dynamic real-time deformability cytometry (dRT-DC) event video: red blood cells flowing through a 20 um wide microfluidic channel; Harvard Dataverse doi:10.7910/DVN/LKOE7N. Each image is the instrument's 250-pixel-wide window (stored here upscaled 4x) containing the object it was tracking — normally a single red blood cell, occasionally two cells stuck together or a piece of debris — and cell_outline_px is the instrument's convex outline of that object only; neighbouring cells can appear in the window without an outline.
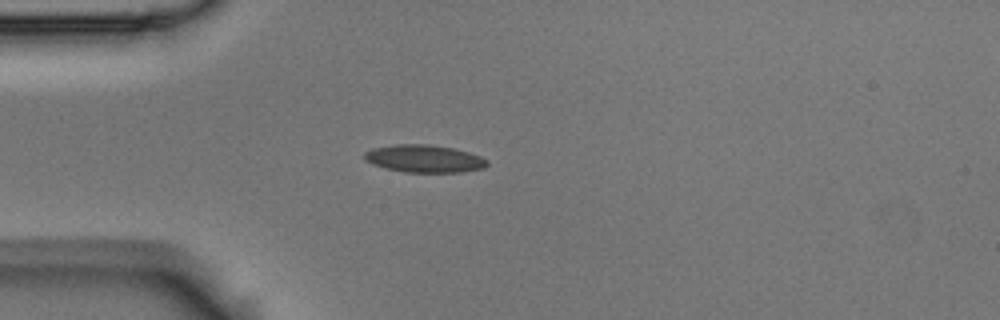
{"species": "Egyptian fruit bat (a non-hibernating species)", "species_latin": "Rousettus aegyptiacus", "temperature_condition": "room temperature", "stored_images_in_passage": 1, "camera_frame_rate_fps": 3000, "um_per_image_px": 0.085, "animal": {"sex": "male"}, "frame": {"image": 1, "passage_image": 1, "time_ms": 0.0, "image_size_px": [1000, 320], "cell_outline_px": [[488, 164], [484, 168], [460, 172], [404, 172], [384, 168], [372, 164], [364, 160], [364, 152], [372, 148], [396, 144], [428, 144], [452, 148], [468, 152], [480, 156], [488, 160]], "centroid_in_image_um": [36.03, 13.48], "position_along_channel_um": 49.0, "area_um2": 19.77}}